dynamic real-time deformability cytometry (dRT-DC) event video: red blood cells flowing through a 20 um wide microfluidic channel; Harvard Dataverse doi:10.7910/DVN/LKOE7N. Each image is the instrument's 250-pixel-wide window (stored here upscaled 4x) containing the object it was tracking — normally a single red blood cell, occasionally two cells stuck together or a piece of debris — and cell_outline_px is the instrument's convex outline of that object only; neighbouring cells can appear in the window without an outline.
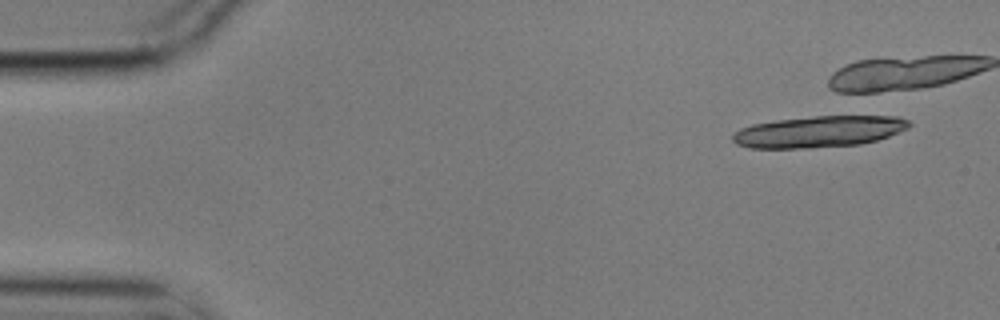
{"species": "common noctule bat (a hibernating species)", "species_latin": "Nyctalus noctula", "temperature_condition": "cold", "stored_images_in_passage": 12, "camera_frame_rate_fps": 3000, "um_per_image_px": 0.085, "animal": {"sex": "male", "body_mass_g": 17.9}, "frame": {"image": 1, "passage_image": 1, "time_ms": 0.0, "image_size_px": [1000, 320], "cell_outline_px": [[912, 124], [908, 128], [888, 136], [876, 140], [860, 144], [808, 148], [748, 148], [736, 144], [732, 140], [732, 136], [740, 128], [752, 124], [776, 120], [816, 116], [900, 116], [908, 120]], "centroid_in_image_um": [69.6, 11.19], "position_along_channel_um": 15.4, "area_um2": 32.31}}